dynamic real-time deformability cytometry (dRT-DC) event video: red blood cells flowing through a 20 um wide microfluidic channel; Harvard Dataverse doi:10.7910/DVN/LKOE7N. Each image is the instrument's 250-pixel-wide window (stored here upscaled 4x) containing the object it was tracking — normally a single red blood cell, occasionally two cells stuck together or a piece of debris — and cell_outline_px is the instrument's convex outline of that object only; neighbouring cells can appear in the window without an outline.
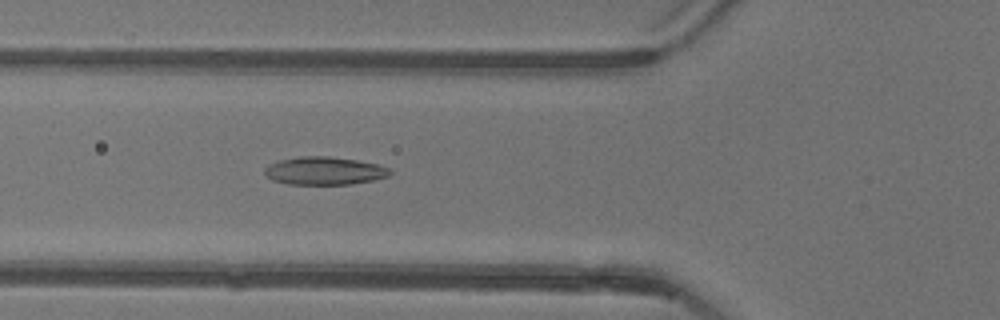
{"species": "common noctule bat (a hibernating species)", "species_latin": "Nyctalus noctula", "temperature_condition": "warm", "stored_images_in_passage": 53, "camera_frame_rate_fps": 3000, "um_per_image_px": 0.085, "animal": {"sex": "female"}, "frame": {"image": 1, "passage_image": 19, "time_ms": 6.0, "image_size_px": [1000, 320], "cell_outline_px": [[392, 172], [388, 176], [376, 180], [352, 184], [288, 184], [272, 180], [264, 176], [264, 168], [268, 164], [276, 160], [296, 156], [328, 156], [356, 160], [380, 164], [392, 168]], "centroid_in_image_um": [27.56, 14.51], "position_along_channel_um": 98.2, "area_um2": 20.92}}
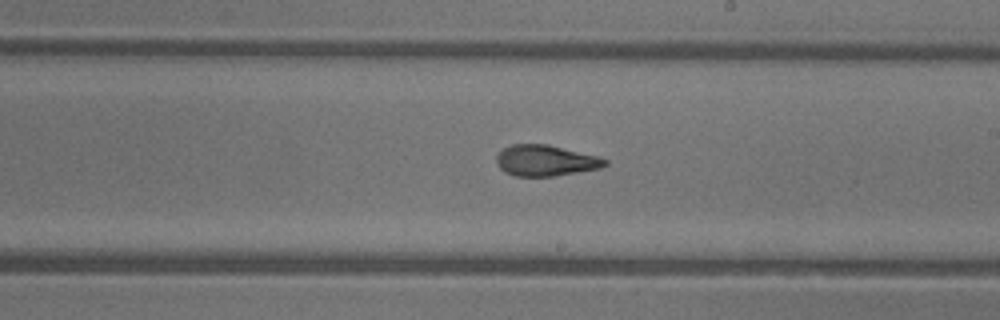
{"frame": {"image": 2, "passage_image": 30, "time_ms": 9.667, "image_size_px": [1000, 320], "cell_outline_px": [[608, 164], [600, 168], [552, 176], [516, 176], [504, 172], [496, 164], [496, 156], [504, 148], [512, 144], [548, 144], [596, 156], [608, 160]], "centroid_in_image_um": [46.34, 13.64], "position_along_channel_um": 242.7, "area_um2": 19.42}}
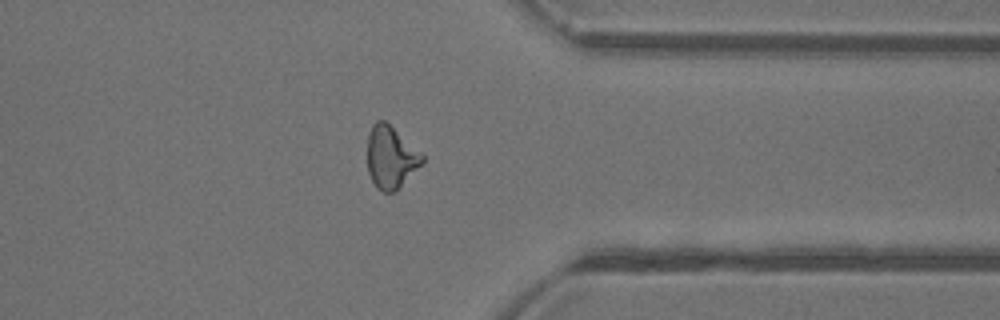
{"frame": {"image": 3, "passage_image": 41, "time_ms": 13.333, "image_size_px": [1000, 320], "cell_outline_px": [[424, 164], [396, 192], [384, 192], [376, 188], [368, 172], [368, 132], [372, 124], [376, 120], [384, 120], [424, 156]], "centroid_in_image_um": [33.22, 13.41], "position_along_channel_um": 378.2, "area_um2": 20.0}, "authors_computed_cell_mechanics": {"area_um2": 20.4612, "velocity_mm_per_s": 3.9242, "shape_relaxation_time_tau1_ms": 11.1677, "shape_relaxation_time_tau2_ms": 2.153, "deformation_change_tau1": 0.2589, "deformation_change_tau2": 0.1023}}